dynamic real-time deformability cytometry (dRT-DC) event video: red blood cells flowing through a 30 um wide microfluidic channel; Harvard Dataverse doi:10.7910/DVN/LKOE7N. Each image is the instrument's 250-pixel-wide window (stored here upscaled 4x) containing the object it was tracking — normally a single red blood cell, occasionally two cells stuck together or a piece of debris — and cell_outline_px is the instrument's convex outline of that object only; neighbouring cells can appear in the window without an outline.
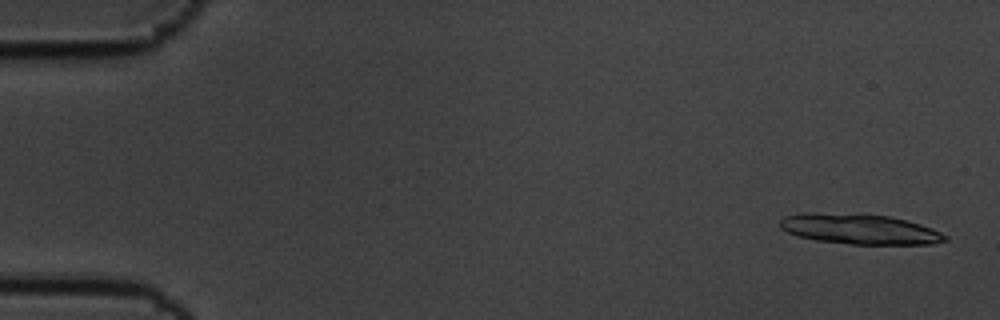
{"species": "common noctule bat (a hibernating species)", "species_latin": "Nyctalus noctula", "temperature_condition": "cold", "stored_images_in_passage": 6, "camera_frame_rate_fps": 3000, "um_per_image_px": 0.085, "animal": {"sex": "male", "body_mass_g": 19.5, "forearm_length_mm": 54.6}, "frame": {"image": 1, "passage_image": 1, "time_ms": 0.0, "image_size_px": [1000, 320], "cell_outline_px": [[948, 240], [932, 244], [852, 244], [816, 240], [796, 236], [780, 228], [780, 220], [784, 216], [804, 212], [860, 212], [888, 216], [908, 220], [932, 228], [948, 236]], "centroid_in_image_um": [73.04, 19.44], "position_along_channel_um": 12.0, "area_um2": 29.71}}
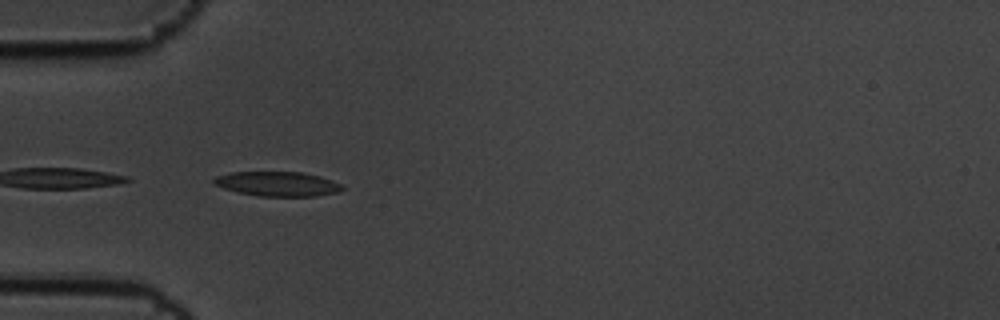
{"frame": {"image": 2, "passage_image": 5, "time_ms": 1.333, "image_size_px": [1000, 320], "cell_outline_px": [[344, 188], [340, 192], [316, 196], [260, 196], [240, 192], [224, 188], [216, 184], [212, 180], [216, 176], [232, 172], [300, 172], [320, 176], [332, 180], [340, 184]], "centroid_in_image_um": [23.63, 15.63], "position_along_channel_um": 61.4, "area_um2": 18.21}}